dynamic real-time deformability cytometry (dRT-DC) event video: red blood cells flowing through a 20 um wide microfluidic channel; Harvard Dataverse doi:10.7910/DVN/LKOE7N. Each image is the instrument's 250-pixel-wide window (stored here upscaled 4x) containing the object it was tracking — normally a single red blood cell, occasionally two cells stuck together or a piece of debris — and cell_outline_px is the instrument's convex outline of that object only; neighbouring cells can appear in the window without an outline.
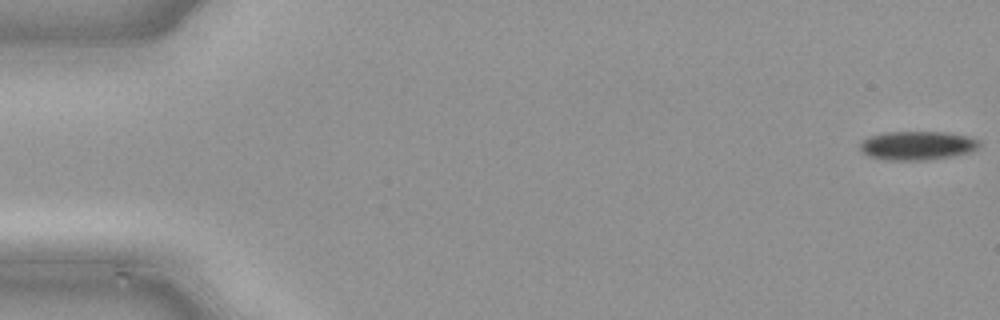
{"species": "common noctule bat (a hibernating species)", "species_latin": "Nyctalus noctula", "temperature_condition": "cold", "stored_images_in_passage": 49, "camera_frame_rate_fps": 3000, "um_per_image_px": 0.085, "animal": {"sex": "male", "body_mass_g": 21.5, "forearm_length_mm": 52.0}, "frame": {"image": 1, "passage_image": 1, "time_ms": 0.0, "image_size_px": [1000, 320], "cell_outline_px": [[980, 144], [976, 148], [968, 152], [952, 156], [924, 160], [888, 160], [868, 156], [860, 152], [860, 144], [864, 140], [872, 136], [884, 132], [944, 132], [964, 136], [976, 140]], "centroid_in_image_um": [77.9, 12.38], "position_along_channel_um": 7.1, "area_um2": 19.65}}
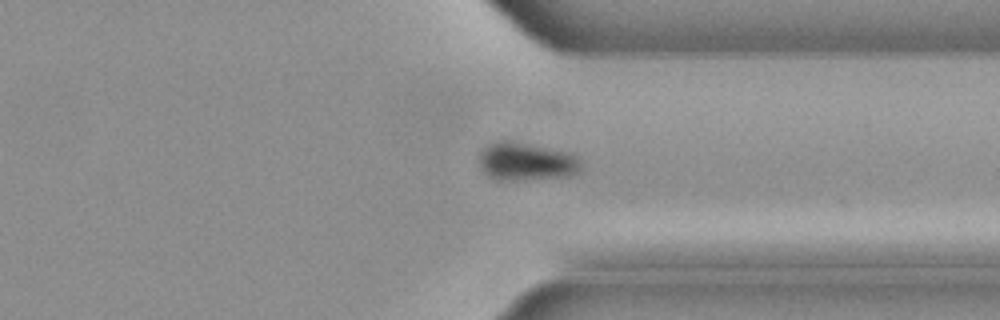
{"frame": {"image": 2, "passage_image": 37, "time_ms": 12.0, "image_size_px": [1000, 320], "cell_outline_px": [[584, 168], [580, 172], [568, 176], [524, 180], [496, 180], [488, 176], [480, 168], [480, 152], [488, 144], [496, 140], [508, 140], [572, 152], [580, 156]], "centroid_in_image_um": [44.8, 13.73], "position_along_channel_um": 366.6, "area_um2": 23.24}}
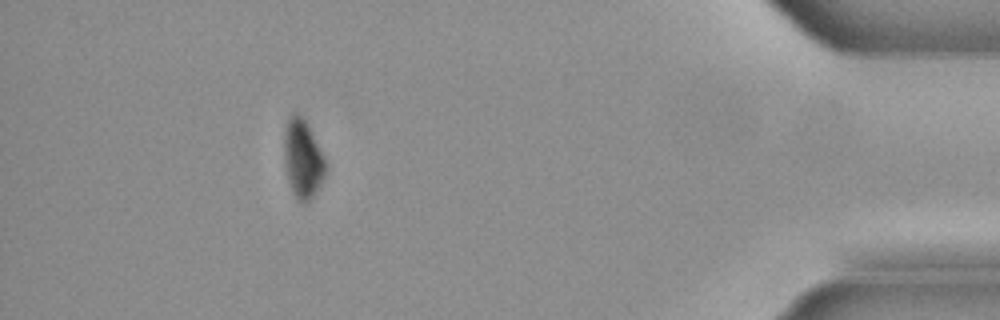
{"frame": {"image": 3, "passage_image": 44, "time_ms": 14.333, "image_size_px": [1000, 320], "cell_outline_px": [[328, 168], [320, 184], [312, 196], [304, 204], [292, 192], [288, 180], [284, 160], [284, 128], [288, 120], [296, 112], [304, 120]], "centroid_in_image_um": [25.7, 13.53], "position_along_channel_um": 409.5, "area_um2": 18.21}}